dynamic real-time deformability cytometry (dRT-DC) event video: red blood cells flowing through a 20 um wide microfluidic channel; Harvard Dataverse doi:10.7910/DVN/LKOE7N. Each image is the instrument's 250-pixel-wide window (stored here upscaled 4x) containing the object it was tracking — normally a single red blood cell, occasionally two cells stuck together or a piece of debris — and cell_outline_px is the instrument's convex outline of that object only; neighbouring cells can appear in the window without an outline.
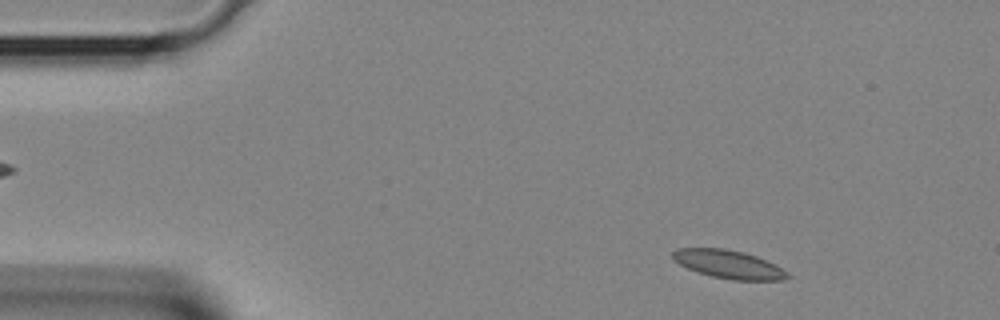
{"species": "Egyptian fruit bat (a non-hibernating species)", "species_latin": "Rousettus aegyptiacus", "temperature_condition": "room temperature", "stored_images_in_passage": 15, "camera_frame_rate_fps": 3000, "um_per_image_px": 0.085, "animal": {"sex": "female"}, "frame": {"image": 1, "passage_image": 3, "time_ms": 0.667, "image_size_px": [1000, 320], "cell_outline_px": [[792, 276], [784, 280], [732, 280], [712, 276], [696, 272], [680, 264], [672, 256], [672, 252], [676, 248], [724, 248], [744, 252], [756, 256], [788, 272]], "centroid_in_image_um": [61.93, 22.47], "position_along_channel_um": 23.1, "area_um2": 18.79}}
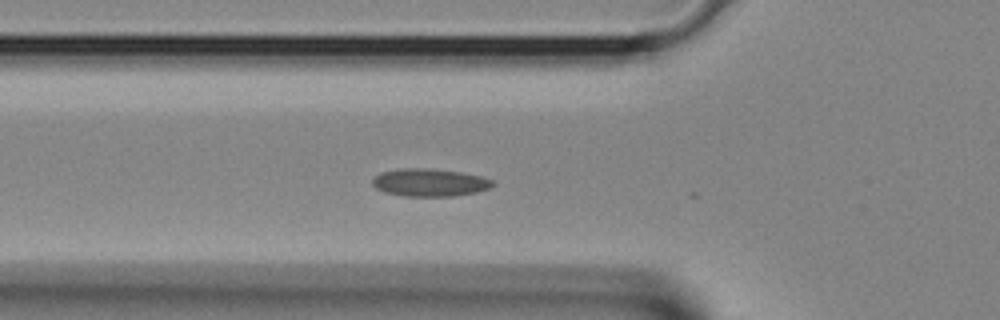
{"frame": {"image": 2, "passage_image": 11, "time_ms": 3.333, "image_size_px": [1000, 320], "cell_outline_px": [[496, 184], [488, 188], [476, 192], [452, 196], [404, 196], [384, 192], [376, 188], [372, 184], [372, 180], [380, 172], [400, 168], [428, 168], [460, 172], [480, 176], [492, 180]], "centroid_in_image_um": [36.49, 15.51], "position_along_channel_um": 89.3, "area_um2": 19.36}}
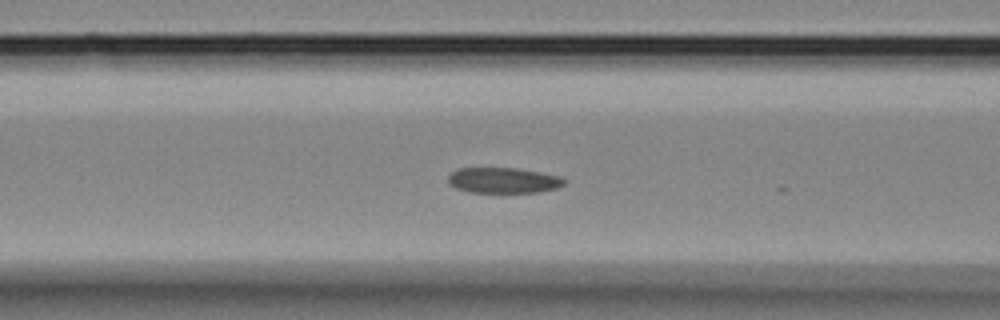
{"frame": {"image": 3, "passage_image": 13, "time_ms": 4.0, "image_size_px": [1000, 320], "cell_outline_px": [[568, 180], [564, 184], [556, 188], [536, 192], [468, 192], [456, 188], [448, 184], [448, 176], [452, 172], [460, 168], [516, 168], [540, 172], [560, 176]], "centroid_in_image_um": [42.78, 15.33], "position_along_channel_um": 123.8, "area_um2": 17.28}}